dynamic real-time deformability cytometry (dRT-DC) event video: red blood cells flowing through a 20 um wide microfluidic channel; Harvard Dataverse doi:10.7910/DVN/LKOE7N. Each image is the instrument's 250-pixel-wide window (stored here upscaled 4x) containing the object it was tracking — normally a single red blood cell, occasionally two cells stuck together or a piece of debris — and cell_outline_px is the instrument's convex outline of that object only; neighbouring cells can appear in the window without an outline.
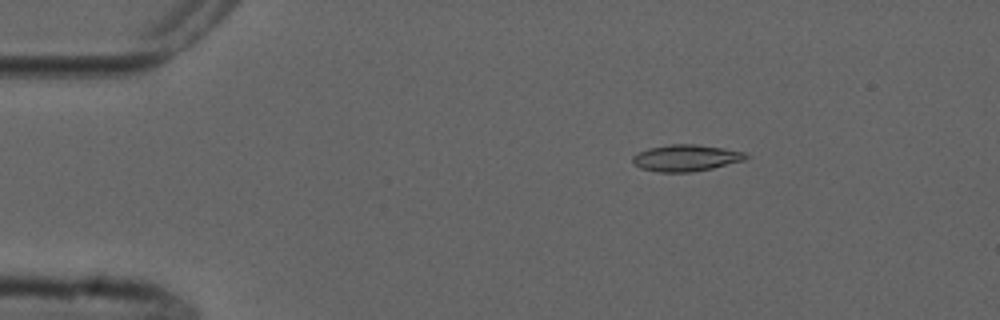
{"species": "common noctule bat (a hibernating species)", "species_latin": "Nyctalus noctula", "temperature_condition": "cold", "stored_images_in_passage": 3, "camera_frame_rate_fps": 3000, "um_per_image_px": 0.085, "animal": {"sex": "male", "forearm_length_mm": 52.5}, "frame": {"image": 1, "passage_image": 1, "time_ms": 0.0, "image_size_px": [1000, 320], "cell_outline_px": [[752, 156], [744, 160], [712, 168], [692, 172], [656, 172], [640, 168], [632, 160], [632, 156], [636, 152], [648, 148], [672, 144], [696, 144], [724, 148], [744, 152]], "centroid_in_image_um": [58.3, 13.42], "position_along_channel_um": 26.7, "area_um2": 17.63}}